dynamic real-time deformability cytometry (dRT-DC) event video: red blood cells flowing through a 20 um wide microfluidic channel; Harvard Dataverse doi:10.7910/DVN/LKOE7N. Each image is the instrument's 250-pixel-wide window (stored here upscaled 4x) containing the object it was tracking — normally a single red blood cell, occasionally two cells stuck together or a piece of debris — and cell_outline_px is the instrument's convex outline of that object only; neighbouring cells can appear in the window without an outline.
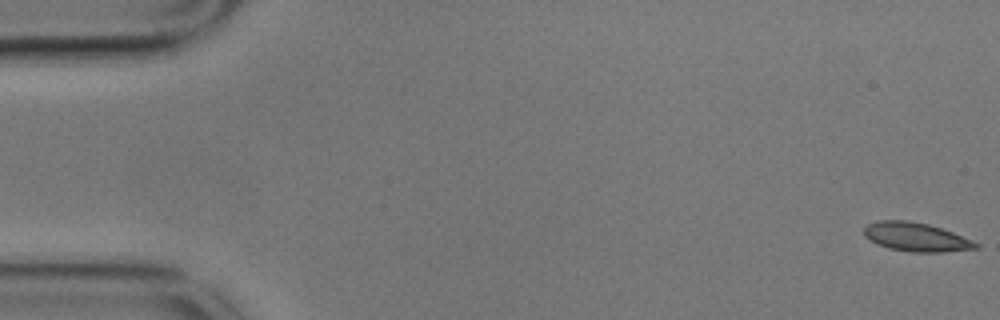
{"species": "common noctule bat (a hibernating species)", "species_latin": "Nyctalus noctula", "temperature_condition": "cold", "stored_images_in_passage": 57, "camera_frame_rate_fps": 3000, "um_per_image_px": 0.085, "animal": {"sex": "male", "body_mass_g": 17.9}, "frame": {"image": 1, "passage_image": 1, "time_ms": 0.0, "image_size_px": [1000, 320], "cell_outline_px": [[980, 248], [944, 252], [908, 252], [888, 248], [876, 244], [864, 236], [864, 228], [868, 224], [876, 220], [908, 220], [928, 224], [952, 232], [972, 240], [980, 244]], "centroid_in_image_um": [77.85, 20.15], "position_along_channel_um": 7.1, "area_um2": 18.9}}
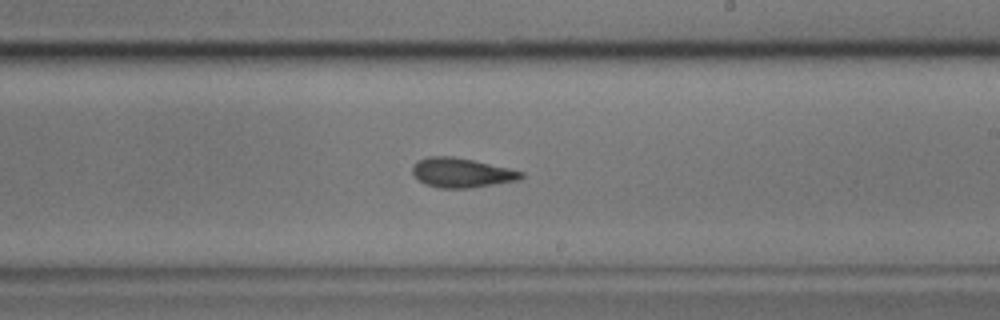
{"frame": {"image": 2, "passage_image": 33, "time_ms": 10.667, "image_size_px": [1000, 320], "cell_outline_px": [[524, 176], [520, 180], [472, 188], [440, 188], [424, 184], [412, 172], [412, 164], [416, 160], [428, 156], [452, 156], [472, 160], [508, 168], [524, 172]], "centroid_in_image_um": [39.22, 14.68], "position_along_channel_um": 249.8, "area_um2": 18.79}}
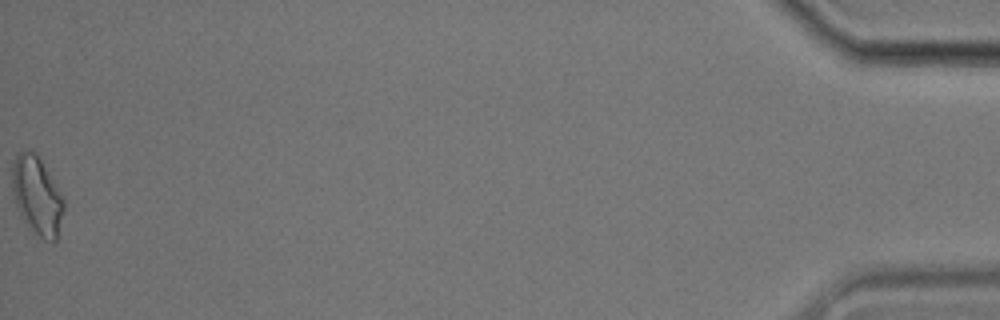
{"frame": {"image": 3, "passage_image": 57, "time_ms": 18.667, "image_size_px": [1000, 320], "cell_outline_px": [[64, 208], [56, 240], [52, 244], [44, 240], [28, 228], [12, 196], [12, 164], [16, 152], [24, 148], [36, 152], [64, 196]], "centroid_in_image_um": [3.14, 16.59], "position_along_channel_um": 432.1, "area_um2": 24.04}, "authors_computed_cell_mechanics": {"area_um2": 18.8428, "velocity_mm_per_s": 3.5356, "shape_relaxation_time_tau1_ms": null, "shape_relaxation_time_tau2_ms": 2.6284, "deformation_change_tau1": null, "deformation_change_tau2": 0.0882}}